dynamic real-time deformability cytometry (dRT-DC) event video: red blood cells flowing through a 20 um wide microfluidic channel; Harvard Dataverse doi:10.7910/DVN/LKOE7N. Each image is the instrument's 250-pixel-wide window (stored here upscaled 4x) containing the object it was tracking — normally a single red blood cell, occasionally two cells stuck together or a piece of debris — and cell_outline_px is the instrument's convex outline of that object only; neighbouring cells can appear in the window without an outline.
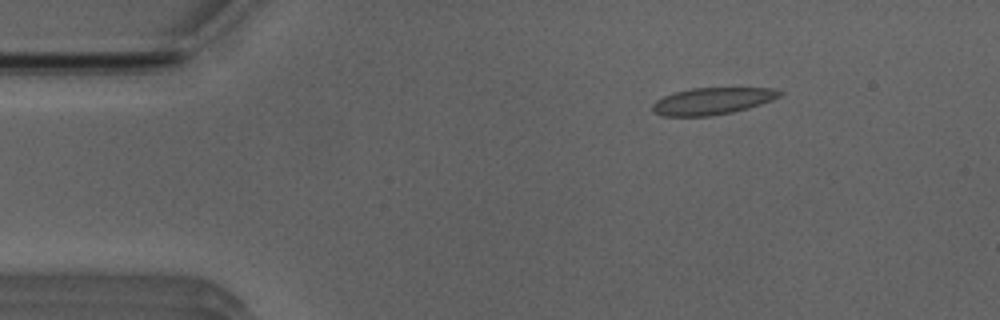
{"species": "Egyptian fruit bat (a non-hibernating species)", "species_latin": "Rousettus aegyptiacus", "temperature_condition": "room temperature", "stored_images_in_passage": 36, "camera_frame_rate_fps": 3000, "um_per_image_px": 0.085, "animal": {"sex": "male"}, "frame": {"image": 1, "passage_image": 1, "time_ms": 0.0, "image_size_px": [1000, 320], "cell_outline_px": [[784, 92], [780, 96], [772, 100], [748, 108], [732, 112], [712, 116], [660, 116], [652, 112], [652, 104], [656, 100], [664, 96], [676, 92], [692, 88], [772, 88]], "centroid_in_image_um": [60.52, 8.6], "position_along_channel_um": 24.5, "area_um2": 19.94}}
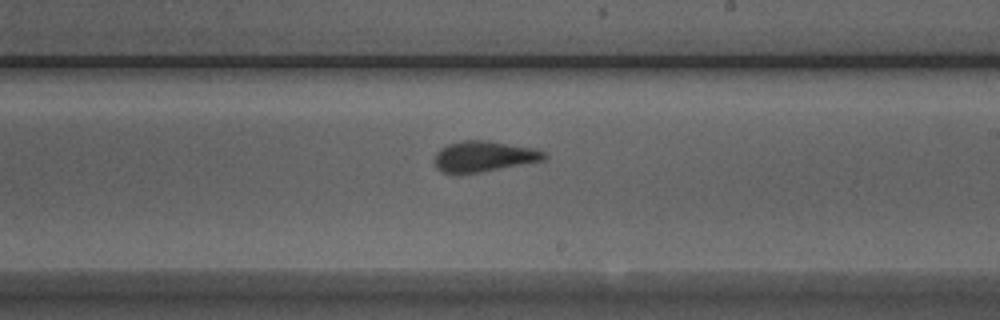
{"frame": {"image": 2, "passage_image": 23, "time_ms": 7.333, "image_size_px": [1000, 320], "cell_outline_px": [[548, 156], [544, 160], [480, 172], [456, 176], [440, 172], [436, 168], [436, 152], [440, 148], [448, 144], [464, 140], [488, 140], [532, 148], [544, 152]], "centroid_in_image_um": [41.07, 13.32], "position_along_channel_um": 247.9, "area_um2": 19.83}}
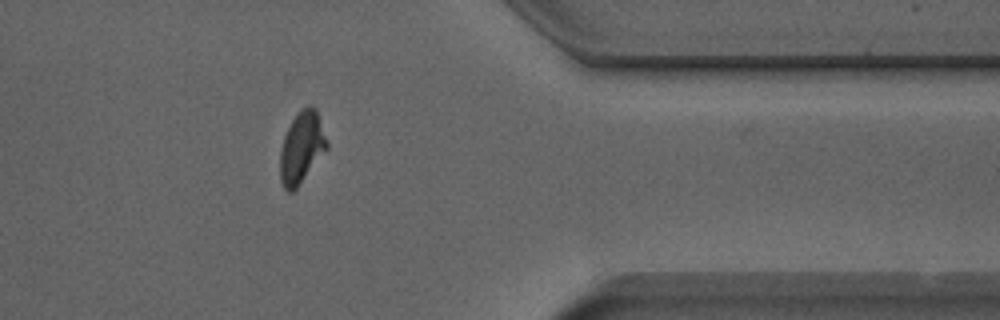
{"frame": {"image": 3, "passage_image": 35, "time_ms": 11.333, "image_size_px": [1000, 320], "cell_outline_px": [[328, 148], [300, 184], [292, 192], [288, 192], [284, 188], [280, 180], [280, 152], [284, 136], [292, 120], [300, 108], [308, 104], [316, 108], [328, 140]], "centroid_in_image_um": [25.65, 12.52], "position_along_channel_um": 385.7, "area_um2": 19.65}}